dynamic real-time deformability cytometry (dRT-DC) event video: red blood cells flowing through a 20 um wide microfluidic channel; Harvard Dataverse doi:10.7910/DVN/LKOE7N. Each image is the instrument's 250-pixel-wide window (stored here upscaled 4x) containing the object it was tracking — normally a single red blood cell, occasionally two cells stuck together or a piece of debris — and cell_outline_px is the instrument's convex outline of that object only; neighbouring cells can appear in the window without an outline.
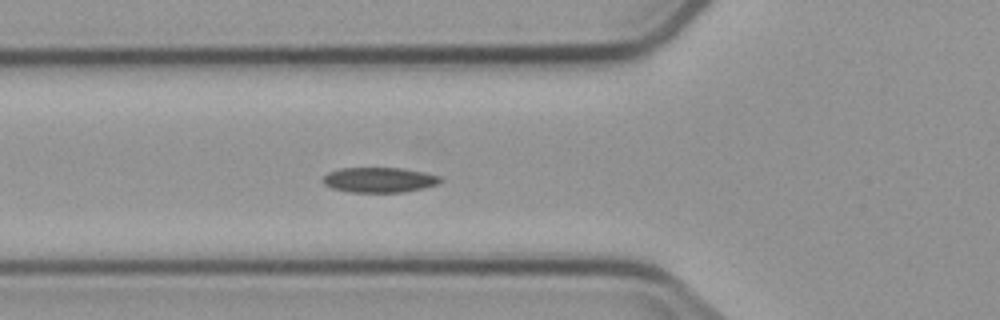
{"species": "common noctule bat (a hibernating species)", "species_latin": "Nyctalus noctula", "temperature_condition": "cold", "stored_images_in_passage": 4, "camera_frame_rate_fps": 3000, "um_per_image_px": 0.085, "animal": {"sex": "male", "body_mass_g": 23.1, "forearm_length_mm": 52.7}, "frame": {"image": 1, "passage_image": 4, "time_ms": 4.333, "image_size_px": [1000, 320], "cell_outline_px": [[444, 180], [440, 184], [424, 188], [404, 192], [348, 192], [332, 188], [324, 184], [324, 176], [328, 172], [340, 168], [400, 168], [424, 172], [440, 176]], "centroid_in_image_um": [32.28, 15.29], "position_along_channel_um": 93.5, "area_um2": 17.28}}